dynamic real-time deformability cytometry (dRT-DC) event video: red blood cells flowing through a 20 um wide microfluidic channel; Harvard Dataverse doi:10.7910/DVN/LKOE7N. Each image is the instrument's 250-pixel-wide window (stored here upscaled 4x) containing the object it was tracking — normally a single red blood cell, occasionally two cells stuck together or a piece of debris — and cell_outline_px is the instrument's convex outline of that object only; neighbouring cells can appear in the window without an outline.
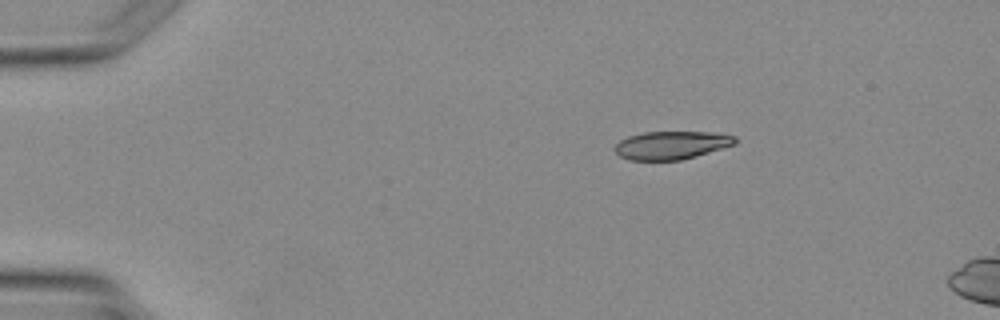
{"species": "Egyptian fruit bat (a non-hibernating species)", "species_latin": "Rousettus aegyptiacus", "temperature_condition": "warm", "stored_images_in_passage": 2, "camera_frame_rate_fps": 3000, "um_per_image_px": 0.085, "animal": {"sex": "female"}, "frame": {"image": 1, "passage_image": 2, "time_ms": 1.333, "image_size_px": [1000, 320], "cell_outline_px": [[736, 144], [696, 156], [680, 160], [628, 160], [620, 156], [612, 148], [620, 140], [628, 136], [644, 132], [712, 132], [736, 136]], "centroid_in_image_um": [57.05, 12.34], "position_along_channel_um": 27.9, "area_um2": 19.77}}